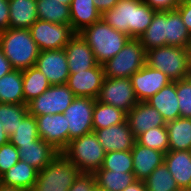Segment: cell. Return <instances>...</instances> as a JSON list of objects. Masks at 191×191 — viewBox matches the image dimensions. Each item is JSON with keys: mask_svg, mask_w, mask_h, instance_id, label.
I'll return each mask as SVG.
<instances>
[{"mask_svg": "<svg viewBox=\"0 0 191 191\" xmlns=\"http://www.w3.org/2000/svg\"><path fill=\"white\" fill-rule=\"evenodd\" d=\"M156 10L142 0H119L101 19L131 38H139L149 27Z\"/></svg>", "mask_w": 191, "mask_h": 191, "instance_id": "obj_1", "label": "cell"}, {"mask_svg": "<svg viewBox=\"0 0 191 191\" xmlns=\"http://www.w3.org/2000/svg\"><path fill=\"white\" fill-rule=\"evenodd\" d=\"M0 48L12 68L18 70L35 66L40 53L29 29L23 28L0 31Z\"/></svg>", "mask_w": 191, "mask_h": 191, "instance_id": "obj_2", "label": "cell"}, {"mask_svg": "<svg viewBox=\"0 0 191 191\" xmlns=\"http://www.w3.org/2000/svg\"><path fill=\"white\" fill-rule=\"evenodd\" d=\"M93 51L98 64L113 58L131 38L117 31L102 19L79 32Z\"/></svg>", "mask_w": 191, "mask_h": 191, "instance_id": "obj_3", "label": "cell"}, {"mask_svg": "<svg viewBox=\"0 0 191 191\" xmlns=\"http://www.w3.org/2000/svg\"><path fill=\"white\" fill-rule=\"evenodd\" d=\"M61 153L81 173H95L101 168L106 151L93 131L71 140Z\"/></svg>", "mask_w": 191, "mask_h": 191, "instance_id": "obj_4", "label": "cell"}, {"mask_svg": "<svg viewBox=\"0 0 191 191\" xmlns=\"http://www.w3.org/2000/svg\"><path fill=\"white\" fill-rule=\"evenodd\" d=\"M146 64L165 73L171 81H179L189 76L187 49L178 46H161L146 51Z\"/></svg>", "mask_w": 191, "mask_h": 191, "instance_id": "obj_5", "label": "cell"}, {"mask_svg": "<svg viewBox=\"0 0 191 191\" xmlns=\"http://www.w3.org/2000/svg\"><path fill=\"white\" fill-rule=\"evenodd\" d=\"M81 172L62 153H59L37 174L31 191H68Z\"/></svg>", "mask_w": 191, "mask_h": 191, "instance_id": "obj_6", "label": "cell"}, {"mask_svg": "<svg viewBox=\"0 0 191 191\" xmlns=\"http://www.w3.org/2000/svg\"><path fill=\"white\" fill-rule=\"evenodd\" d=\"M146 64V50L139 38H130L111 59L102 64L105 77L130 78Z\"/></svg>", "mask_w": 191, "mask_h": 191, "instance_id": "obj_7", "label": "cell"}, {"mask_svg": "<svg viewBox=\"0 0 191 191\" xmlns=\"http://www.w3.org/2000/svg\"><path fill=\"white\" fill-rule=\"evenodd\" d=\"M76 96L66 84L51 85L27 103L28 113L36 116L64 113Z\"/></svg>", "mask_w": 191, "mask_h": 191, "instance_id": "obj_8", "label": "cell"}, {"mask_svg": "<svg viewBox=\"0 0 191 191\" xmlns=\"http://www.w3.org/2000/svg\"><path fill=\"white\" fill-rule=\"evenodd\" d=\"M40 52L62 49L76 34L71 24H56L37 19L29 29Z\"/></svg>", "mask_w": 191, "mask_h": 191, "instance_id": "obj_9", "label": "cell"}, {"mask_svg": "<svg viewBox=\"0 0 191 191\" xmlns=\"http://www.w3.org/2000/svg\"><path fill=\"white\" fill-rule=\"evenodd\" d=\"M96 99L76 96L63 113L69 130V142L93 132V110Z\"/></svg>", "mask_w": 191, "mask_h": 191, "instance_id": "obj_10", "label": "cell"}, {"mask_svg": "<svg viewBox=\"0 0 191 191\" xmlns=\"http://www.w3.org/2000/svg\"><path fill=\"white\" fill-rule=\"evenodd\" d=\"M128 113L139 101L135 95L130 78L105 77L96 99Z\"/></svg>", "mask_w": 191, "mask_h": 191, "instance_id": "obj_11", "label": "cell"}, {"mask_svg": "<svg viewBox=\"0 0 191 191\" xmlns=\"http://www.w3.org/2000/svg\"><path fill=\"white\" fill-rule=\"evenodd\" d=\"M35 118L39 137L61 153L69 144V130L64 114H47Z\"/></svg>", "mask_w": 191, "mask_h": 191, "instance_id": "obj_12", "label": "cell"}, {"mask_svg": "<svg viewBox=\"0 0 191 191\" xmlns=\"http://www.w3.org/2000/svg\"><path fill=\"white\" fill-rule=\"evenodd\" d=\"M35 66L45 75L51 85L66 84L69 67L64 48L39 53Z\"/></svg>", "mask_w": 191, "mask_h": 191, "instance_id": "obj_13", "label": "cell"}, {"mask_svg": "<svg viewBox=\"0 0 191 191\" xmlns=\"http://www.w3.org/2000/svg\"><path fill=\"white\" fill-rule=\"evenodd\" d=\"M132 87L139 102H145L159 90L172 82L162 71L145 64L131 77Z\"/></svg>", "mask_w": 191, "mask_h": 191, "instance_id": "obj_14", "label": "cell"}, {"mask_svg": "<svg viewBox=\"0 0 191 191\" xmlns=\"http://www.w3.org/2000/svg\"><path fill=\"white\" fill-rule=\"evenodd\" d=\"M105 79L104 68L101 64L88 70L69 73L66 85L75 96L97 99Z\"/></svg>", "mask_w": 191, "mask_h": 191, "instance_id": "obj_15", "label": "cell"}, {"mask_svg": "<svg viewBox=\"0 0 191 191\" xmlns=\"http://www.w3.org/2000/svg\"><path fill=\"white\" fill-rule=\"evenodd\" d=\"M93 131L106 153L110 151H130L136 143V138L127 120L118 125Z\"/></svg>", "mask_w": 191, "mask_h": 191, "instance_id": "obj_16", "label": "cell"}, {"mask_svg": "<svg viewBox=\"0 0 191 191\" xmlns=\"http://www.w3.org/2000/svg\"><path fill=\"white\" fill-rule=\"evenodd\" d=\"M126 120L136 139L150 128L166 126L162 115L147 102H138L127 113Z\"/></svg>", "mask_w": 191, "mask_h": 191, "instance_id": "obj_17", "label": "cell"}, {"mask_svg": "<svg viewBox=\"0 0 191 191\" xmlns=\"http://www.w3.org/2000/svg\"><path fill=\"white\" fill-rule=\"evenodd\" d=\"M69 73H77L95 67L98 63L86 41L76 33L64 47Z\"/></svg>", "mask_w": 191, "mask_h": 191, "instance_id": "obj_18", "label": "cell"}, {"mask_svg": "<svg viewBox=\"0 0 191 191\" xmlns=\"http://www.w3.org/2000/svg\"><path fill=\"white\" fill-rule=\"evenodd\" d=\"M133 174L136 180L144 181L152 171L164 163L165 153L139 144L131 149Z\"/></svg>", "mask_w": 191, "mask_h": 191, "instance_id": "obj_19", "label": "cell"}, {"mask_svg": "<svg viewBox=\"0 0 191 191\" xmlns=\"http://www.w3.org/2000/svg\"><path fill=\"white\" fill-rule=\"evenodd\" d=\"M18 151L19 159L34 167L38 172L60 153L50 143L41 138L31 144L21 145Z\"/></svg>", "mask_w": 191, "mask_h": 191, "instance_id": "obj_20", "label": "cell"}, {"mask_svg": "<svg viewBox=\"0 0 191 191\" xmlns=\"http://www.w3.org/2000/svg\"><path fill=\"white\" fill-rule=\"evenodd\" d=\"M164 163L179 189L191 190V150L168 151Z\"/></svg>", "mask_w": 191, "mask_h": 191, "instance_id": "obj_21", "label": "cell"}, {"mask_svg": "<svg viewBox=\"0 0 191 191\" xmlns=\"http://www.w3.org/2000/svg\"><path fill=\"white\" fill-rule=\"evenodd\" d=\"M145 102L156 108L166 123L181 117L176 81L167 84Z\"/></svg>", "mask_w": 191, "mask_h": 191, "instance_id": "obj_22", "label": "cell"}, {"mask_svg": "<svg viewBox=\"0 0 191 191\" xmlns=\"http://www.w3.org/2000/svg\"><path fill=\"white\" fill-rule=\"evenodd\" d=\"M101 13L93 0H72L70 5V24L75 33L101 20Z\"/></svg>", "mask_w": 191, "mask_h": 191, "instance_id": "obj_23", "label": "cell"}, {"mask_svg": "<svg viewBox=\"0 0 191 191\" xmlns=\"http://www.w3.org/2000/svg\"><path fill=\"white\" fill-rule=\"evenodd\" d=\"M9 28L30 29L38 19L36 0H8Z\"/></svg>", "mask_w": 191, "mask_h": 191, "instance_id": "obj_24", "label": "cell"}, {"mask_svg": "<svg viewBox=\"0 0 191 191\" xmlns=\"http://www.w3.org/2000/svg\"><path fill=\"white\" fill-rule=\"evenodd\" d=\"M37 174L38 171L34 167L19 160L1 176V181L4 185L31 191L37 181Z\"/></svg>", "mask_w": 191, "mask_h": 191, "instance_id": "obj_25", "label": "cell"}, {"mask_svg": "<svg viewBox=\"0 0 191 191\" xmlns=\"http://www.w3.org/2000/svg\"><path fill=\"white\" fill-rule=\"evenodd\" d=\"M169 151L191 150V119L177 118L166 123Z\"/></svg>", "mask_w": 191, "mask_h": 191, "instance_id": "obj_26", "label": "cell"}, {"mask_svg": "<svg viewBox=\"0 0 191 191\" xmlns=\"http://www.w3.org/2000/svg\"><path fill=\"white\" fill-rule=\"evenodd\" d=\"M0 103L24 104L22 70L13 69L0 78Z\"/></svg>", "mask_w": 191, "mask_h": 191, "instance_id": "obj_27", "label": "cell"}, {"mask_svg": "<svg viewBox=\"0 0 191 191\" xmlns=\"http://www.w3.org/2000/svg\"><path fill=\"white\" fill-rule=\"evenodd\" d=\"M190 38L180 12L177 9L166 11V45L186 48Z\"/></svg>", "mask_w": 191, "mask_h": 191, "instance_id": "obj_28", "label": "cell"}, {"mask_svg": "<svg viewBox=\"0 0 191 191\" xmlns=\"http://www.w3.org/2000/svg\"><path fill=\"white\" fill-rule=\"evenodd\" d=\"M145 50L166 46V11H156L151 24L139 37Z\"/></svg>", "mask_w": 191, "mask_h": 191, "instance_id": "obj_29", "label": "cell"}, {"mask_svg": "<svg viewBox=\"0 0 191 191\" xmlns=\"http://www.w3.org/2000/svg\"><path fill=\"white\" fill-rule=\"evenodd\" d=\"M97 189L102 191H122L136 181L133 173L114 172L99 169L95 173Z\"/></svg>", "mask_w": 191, "mask_h": 191, "instance_id": "obj_30", "label": "cell"}, {"mask_svg": "<svg viewBox=\"0 0 191 191\" xmlns=\"http://www.w3.org/2000/svg\"><path fill=\"white\" fill-rule=\"evenodd\" d=\"M22 76L24 104L38 97L51 86L45 75L36 66L22 70Z\"/></svg>", "mask_w": 191, "mask_h": 191, "instance_id": "obj_31", "label": "cell"}, {"mask_svg": "<svg viewBox=\"0 0 191 191\" xmlns=\"http://www.w3.org/2000/svg\"><path fill=\"white\" fill-rule=\"evenodd\" d=\"M37 16L56 24H70V6L56 0H36Z\"/></svg>", "mask_w": 191, "mask_h": 191, "instance_id": "obj_32", "label": "cell"}, {"mask_svg": "<svg viewBox=\"0 0 191 191\" xmlns=\"http://www.w3.org/2000/svg\"><path fill=\"white\" fill-rule=\"evenodd\" d=\"M127 113L112 105L95 101L93 110V129H103L125 122Z\"/></svg>", "mask_w": 191, "mask_h": 191, "instance_id": "obj_33", "label": "cell"}, {"mask_svg": "<svg viewBox=\"0 0 191 191\" xmlns=\"http://www.w3.org/2000/svg\"><path fill=\"white\" fill-rule=\"evenodd\" d=\"M27 113V104L0 103V125H3L8 136L15 132Z\"/></svg>", "mask_w": 191, "mask_h": 191, "instance_id": "obj_34", "label": "cell"}, {"mask_svg": "<svg viewBox=\"0 0 191 191\" xmlns=\"http://www.w3.org/2000/svg\"><path fill=\"white\" fill-rule=\"evenodd\" d=\"M39 138L37 120L33 115L27 113L15 132L9 136V142L19 148L21 145L31 144Z\"/></svg>", "mask_w": 191, "mask_h": 191, "instance_id": "obj_35", "label": "cell"}, {"mask_svg": "<svg viewBox=\"0 0 191 191\" xmlns=\"http://www.w3.org/2000/svg\"><path fill=\"white\" fill-rule=\"evenodd\" d=\"M147 191H179L175 179L165 163L155 168L144 180Z\"/></svg>", "mask_w": 191, "mask_h": 191, "instance_id": "obj_36", "label": "cell"}, {"mask_svg": "<svg viewBox=\"0 0 191 191\" xmlns=\"http://www.w3.org/2000/svg\"><path fill=\"white\" fill-rule=\"evenodd\" d=\"M136 141L143 146L165 154L169 151V137L166 126L150 128L141 134Z\"/></svg>", "mask_w": 191, "mask_h": 191, "instance_id": "obj_37", "label": "cell"}, {"mask_svg": "<svg viewBox=\"0 0 191 191\" xmlns=\"http://www.w3.org/2000/svg\"><path fill=\"white\" fill-rule=\"evenodd\" d=\"M133 158L130 151H110L105 154L100 169L114 172L133 173Z\"/></svg>", "mask_w": 191, "mask_h": 191, "instance_id": "obj_38", "label": "cell"}, {"mask_svg": "<svg viewBox=\"0 0 191 191\" xmlns=\"http://www.w3.org/2000/svg\"><path fill=\"white\" fill-rule=\"evenodd\" d=\"M176 92L181 117L191 119V79L187 77L176 81Z\"/></svg>", "mask_w": 191, "mask_h": 191, "instance_id": "obj_39", "label": "cell"}, {"mask_svg": "<svg viewBox=\"0 0 191 191\" xmlns=\"http://www.w3.org/2000/svg\"><path fill=\"white\" fill-rule=\"evenodd\" d=\"M19 151L8 142L0 146V177L19 161Z\"/></svg>", "mask_w": 191, "mask_h": 191, "instance_id": "obj_40", "label": "cell"}, {"mask_svg": "<svg viewBox=\"0 0 191 191\" xmlns=\"http://www.w3.org/2000/svg\"><path fill=\"white\" fill-rule=\"evenodd\" d=\"M68 191H97L94 173H80Z\"/></svg>", "mask_w": 191, "mask_h": 191, "instance_id": "obj_41", "label": "cell"}, {"mask_svg": "<svg viewBox=\"0 0 191 191\" xmlns=\"http://www.w3.org/2000/svg\"><path fill=\"white\" fill-rule=\"evenodd\" d=\"M151 9L156 11H169L176 9L178 2L176 0H142Z\"/></svg>", "mask_w": 191, "mask_h": 191, "instance_id": "obj_42", "label": "cell"}, {"mask_svg": "<svg viewBox=\"0 0 191 191\" xmlns=\"http://www.w3.org/2000/svg\"><path fill=\"white\" fill-rule=\"evenodd\" d=\"M176 9L180 12L181 19L191 34V3L181 2Z\"/></svg>", "mask_w": 191, "mask_h": 191, "instance_id": "obj_43", "label": "cell"}, {"mask_svg": "<svg viewBox=\"0 0 191 191\" xmlns=\"http://www.w3.org/2000/svg\"><path fill=\"white\" fill-rule=\"evenodd\" d=\"M9 12L8 0H0V31L9 28Z\"/></svg>", "mask_w": 191, "mask_h": 191, "instance_id": "obj_44", "label": "cell"}, {"mask_svg": "<svg viewBox=\"0 0 191 191\" xmlns=\"http://www.w3.org/2000/svg\"><path fill=\"white\" fill-rule=\"evenodd\" d=\"M119 0H93L94 6L101 14L112 9Z\"/></svg>", "mask_w": 191, "mask_h": 191, "instance_id": "obj_45", "label": "cell"}, {"mask_svg": "<svg viewBox=\"0 0 191 191\" xmlns=\"http://www.w3.org/2000/svg\"><path fill=\"white\" fill-rule=\"evenodd\" d=\"M13 68L10 64V61L4 56L0 48V78L12 71Z\"/></svg>", "mask_w": 191, "mask_h": 191, "instance_id": "obj_46", "label": "cell"}, {"mask_svg": "<svg viewBox=\"0 0 191 191\" xmlns=\"http://www.w3.org/2000/svg\"><path fill=\"white\" fill-rule=\"evenodd\" d=\"M122 191H147L144 181L136 180Z\"/></svg>", "mask_w": 191, "mask_h": 191, "instance_id": "obj_47", "label": "cell"}, {"mask_svg": "<svg viewBox=\"0 0 191 191\" xmlns=\"http://www.w3.org/2000/svg\"><path fill=\"white\" fill-rule=\"evenodd\" d=\"M9 142V136L5 132L3 125H0V146Z\"/></svg>", "mask_w": 191, "mask_h": 191, "instance_id": "obj_48", "label": "cell"}, {"mask_svg": "<svg viewBox=\"0 0 191 191\" xmlns=\"http://www.w3.org/2000/svg\"><path fill=\"white\" fill-rule=\"evenodd\" d=\"M0 191H26V190L1 184L0 185Z\"/></svg>", "mask_w": 191, "mask_h": 191, "instance_id": "obj_49", "label": "cell"}, {"mask_svg": "<svg viewBox=\"0 0 191 191\" xmlns=\"http://www.w3.org/2000/svg\"><path fill=\"white\" fill-rule=\"evenodd\" d=\"M186 49H187L189 64L191 66V38L189 39V43L187 44Z\"/></svg>", "mask_w": 191, "mask_h": 191, "instance_id": "obj_50", "label": "cell"}, {"mask_svg": "<svg viewBox=\"0 0 191 191\" xmlns=\"http://www.w3.org/2000/svg\"><path fill=\"white\" fill-rule=\"evenodd\" d=\"M56 1L68 6H70L72 3V0H56Z\"/></svg>", "mask_w": 191, "mask_h": 191, "instance_id": "obj_51", "label": "cell"}, {"mask_svg": "<svg viewBox=\"0 0 191 191\" xmlns=\"http://www.w3.org/2000/svg\"><path fill=\"white\" fill-rule=\"evenodd\" d=\"M178 3L185 2V0H176Z\"/></svg>", "mask_w": 191, "mask_h": 191, "instance_id": "obj_52", "label": "cell"}, {"mask_svg": "<svg viewBox=\"0 0 191 191\" xmlns=\"http://www.w3.org/2000/svg\"><path fill=\"white\" fill-rule=\"evenodd\" d=\"M179 191H191V190H184V189H180Z\"/></svg>", "mask_w": 191, "mask_h": 191, "instance_id": "obj_53", "label": "cell"}]
</instances>
